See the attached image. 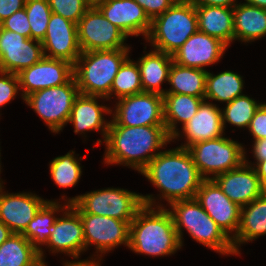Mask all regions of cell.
I'll list each match as a JSON object with an SVG mask.
<instances>
[{"mask_svg": "<svg viewBox=\"0 0 266 266\" xmlns=\"http://www.w3.org/2000/svg\"><path fill=\"white\" fill-rule=\"evenodd\" d=\"M103 141L105 164H123L141 173L159 153L155 151L172 140L165 126H121L112 119Z\"/></svg>", "mask_w": 266, "mask_h": 266, "instance_id": "1", "label": "cell"}, {"mask_svg": "<svg viewBox=\"0 0 266 266\" xmlns=\"http://www.w3.org/2000/svg\"><path fill=\"white\" fill-rule=\"evenodd\" d=\"M169 204L193 199L205 180L187 148L160 151L141 172Z\"/></svg>", "mask_w": 266, "mask_h": 266, "instance_id": "2", "label": "cell"}, {"mask_svg": "<svg viewBox=\"0 0 266 266\" xmlns=\"http://www.w3.org/2000/svg\"><path fill=\"white\" fill-rule=\"evenodd\" d=\"M154 199L153 195H142L144 205L130 223L128 248L137 254L171 255L181 249L180 239L169 209L155 207Z\"/></svg>", "mask_w": 266, "mask_h": 266, "instance_id": "3", "label": "cell"}, {"mask_svg": "<svg viewBox=\"0 0 266 266\" xmlns=\"http://www.w3.org/2000/svg\"><path fill=\"white\" fill-rule=\"evenodd\" d=\"M129 52V49L82 52L73 65V76L79 92L106 99L110 95L113 80L128 58Z\"/></svg>", "mask_w": 266, "mask_h": 266, "instance_id": "4", "label": "cell"}, {"mask_svg": "<svg viewBox=\"0 0 266 266\" xmlns=\"http://www.w3.org/2000/svg\"><path fill=\"white\" fill-rule=\"evenodd\" d=\"M170 207L169 212L172 215L181 246L184 227L196 242L222 255H236L232 239L223 232L195 198L173 202Z\"/></svg>", "mask_w": 266, "mask_h": 266, "instance_id": "5", "label": "cell"}, {"mask_svg": "<svg viewBox=\"0 0 266 266\" xmlns=\"http://www.w3.org/2000/svg\"><path fill=\"white\" fill-rule=\"evenodd\" d=\"M197 31L195 4L179 1L151 21L146 40L150 41L154 50L172 55Z\"/></svg>", "mask_w": 266, "mask_h": 266, "instance_id": "6", "label": "cell"}, {"mask_svg": "<svg viewBox=\"0 0 266 266\" xmlns=\"http://www.w3.org/2000/svg\"><path fill=\"white\" fill-rule=\"evenodd\" d=\"M65 201L78 213L112 217L126 221L129 224L134 220L138 210L144 205L142 194L121 188L91 191Z\"/></svg>", "mask_w": 266, "mask_h": 266, "instance_id": "7", "label": "cell"}, {"mask_svg": "<svg viewBox=\"0 0 266 266\" xmlns=\"http://www.w3.org/2000/svg\"><path fill=\"white\" fill-rule=\"evenodd\" d=\"M187 149L205 180L211 179L210 174L216 177L239 167L244 162L246 154L241 144L224 136L196 142Z\"/></svg>", "mask_w": 266, "mask_h": 266, "instance_id": "8", "label": "cell"}, {"mask_svg": "<svg viewBox=\"0 0 266 266\" xmlns=\"http://www.w3.org/2000/svg\"><path fill=\"white\" fill-rule=\"evenodd\" d=\"M79 94L73 76L63 85L33 92L24 101L42 118L51 132L59 133L68 123L72 105Z\"/></svg>", "mask_w": 266, "mask_h": 266, "instance_id": "9", "label": "cell"}, {"mask_svg": "<svg viewBox=\"0 0 266 266\" xmlns=\"http://www.w3.org/2000/svg\"><path fill=\"white\" fill-rule=\"evenodd\" d=\"M82 52L130 49L124 44L127 35L113 25L97 7H90L77 24Z\"/></svg>", "mask_w": 266, "mask_h": 266, "instance_id": "10", "label": "cell"}, {"mask_svg": "<svg viewBox=\"0 0 266 266\" xmlns=\"http://www.w3.org/2000/svg\"><path fill=\"white\" fill-rule=\"evenodd\" d=\"M113 120L121 126H165L163 95L141 92L116 102Z\"/></svg>", "mask_w": 266, "mask_h": 266, "instance_id": "11", "label": "cell"}, {"mask_svg": "<svg viewBox=\"0 0 266 266\" xmlns=\"http://www.w3.org/2000/svg\"><path fill=\"white\" fill-rule=\"evenodd\" d=\"M84 231L85 251L96 246L98 253H106L116 246H129L130 224L116 218L79 213Z\"/></svg>", "mask_w": 266, "mask_h": 266, "instance_id": "12", "label": "cell"}, {"mask_svg": "<svg viewBox=\"0 0 266 266\" xmlns=\"http://www.w3.org/2000/svg\"><path fill=\"white\" fill-rule=\"evenodd\" d=\"M195 199L229 238L236 236L240 225L241 207L232 202L212 179L201 183ZM231 232L234 234L230 236Z\"/></svg>", "mask_w": 266, "mask_h": 266, "instance_id": "13", "label": "cell"}, {"mask_svg": "<svg viewBox=\"0 0 266 266\" xmlns=\"http://www.w3.org/2000/svg\"><path fill=\"white\" fill-rule=\"evenodd\" d=\"M43 57L40 41L0 27V71L18 74Z\"/></svg>", "mask_w": 266, "mask_h": 266, "instance_id": "14", "label": "cell"}, {"mask_svg": "<svg viewBox=\"0 0 266 266\" xmlns=\"http://www.w3.org/2000/svg\"><path fill=\"white\" fill-rule=\"evenodd\" d=\"M23 100L33 92L67 83L73 77V64L44 56L17 74Z\"/></svg>", "mask_w": 266, "mask_h": 266, "instance_id": "15", "label": "cell"}, {"mask_svg": "<svg viewBox=\"0 0 266 266\" xmlns=\"http://www.w3.org/2000/svg\"><path fill=\"white\" fill-rule=\"evenodd\" d=\"M41 43L44 56L65 60L73 65L82 53L78 42L77 24L56 13L51 14Z\"/></svg>", "mask_w": 266, "mask_h": 266, "instance_id": "16", "label": "cell"}, {"mask_svg": "<svg viewBox=\"0 0 266 266\" xmlns=\"http://www.w3.org/2000/svg\"><path fill=\"white\" fill-rule=\"evenodd\" d=\"M249 163L244 157V162L239 167L211 177L223 193L240 207L263 194L260 178L252 163Z\"/></svg>", "mask_w": 266, "mask_h": 266, "instance_id": "17", "label": "cell"}, {"mask_svg": "<svg viewBox=\"0 0 266 266\" xmlns=\"http://www.w3.org/2000/svg\"><path fill=\"white\" fill-rule=\"evenodd\" d=\"M227 48L218 38L197 31L172 54V58L178 65L205 70V66L218 62Z\"/></svg>", "mask_w": 266, "mask_h": 266, "instance_id": "18", "label": "cell"}, {"mask_svg": "<svg viewBox=\"0 0 266 266\" xmlns=\"http://www.w3.org/2000/svg\"><path fill=\"white\" fill-rule=\"evenodd\" d=\"M47 246L52 253L62 252L78 259L85 251L83 224L79 213L69 204L61 218H56Z\"/></svg>", "mask_w": 266, "mask_h": 266, "instance_id": "19", "label": "cell"}, {"mask_svg": "<svg viewBox=\"0 0 266 266\" xmlns=\"http://www.w3.org/2000/svg\"><path fill=\"white\" fill-rule=\"evenodd\" d=\"M0 184V221L13 233L22 234L47 201L32 193H5Z\"/></svg>", "mask_w": 266, "mask_h": 266, "instance_id": "20", "label": "cell"}, {"mask_svg": "<svg viewBox=\"0 0 266 266\" xmlns=\"http://www.w3.org/2000/svg\"><path fill=\"white\" fill-rule=\"evenodd\" d=\"M97 8L113 25L128 37L142 34L145 39L151 28V20L134 0H106Z\"/></svg>", "mask_w": 266, "mask_h": 266, "instance_id": "21", "label": "cell"}, {"mask_svg": "<svg viewBox=\"0 0 266 266\" xmlns=\"http://www.w3.org/2000/svg\"><path fill=\"white\" fill-rule=\"evenodd\" d=\"M222 109L204 100L196 114L182 127L187 142L181 145L188 148L196 142L212 140L223 136Z\"/></svg>", "mask_w": 266, "mask_h": 266, "instance_id": "22", "label": "cell"}, {"mask_svg": "<svg viewBox=\"0 0 266 266\" xmlns=\"http://www.w3.org/2000/svg\"><path fill=\"white\" fill-rule=\"evenodd\" d=\"M104 99L101 96L79 94L72 105L68 123H73L74 132L84 133L85 131H99L103 133L104 140L109 127L105 121L104 114H111L112 110L106 106L99 105L97 99ZM103 116V117H102Z\"/></svg>", "mask_w": 266, "mask_h": 266, "instance_id": "23", "label": "cell"}, {"mask_svg": "<svg viewBox=\"0 0 266 266\" xmlns=\"http://www.w3.org/2000/svg\"><path fill=\"white\" fill-rule=\"evenodd\" d=\"M198 31L218 38L227 46L234 40L233 8L195 5Z\"/></svg>", "mask_w": 266, "mask_h": 266, "instance_id": "24", "label": "cell"}, {"mask_svg": "<svg viewBox=\"0 0 266 266\" xmlns=\"http://www.w3.org/2000/svg\"><path fill=\"white\" fill-rule=\"evenodd\" d=\"M205 99L186 94L165 93L163 95L164 123L171 140L178 139L177 123L185 125L198 111Z\"/></svg>", "mask_w": 266, "mask_h": 266, "instance_id": "25", "label": "cell"}, {"mask_svg": "<svg viewBox=\"0 0 266 266\" xmlns=\"http://www.w3.org/2000/svg\"><path fill=\"white\" fill-rule=\"evenodd\" d=\"M266 235V195L262 194L248 205L241 207L240 225L232 244L236 255L241 243Z\"/></svg>", "mask_w": 266, "mask_h": 266, "instance_id": "26", "label": "cell"}, {"mask_svg": "<svg viewBox=\"0 0 266 266\" xmlns=\"http://www.w3.org/2000/svg\"><path fill=\"white\" fill-rule=\"evenodd\" d=\"M173 63L172 55L153 50L137 61L140 71L143 92H153L164 95L161 84L168 81L169 71Z\"/></svg>", "mask_w": 266, "mask_h": 266, "instance_id": "27", "label": "cell"}, {"mask_svg": "<svg viewBox=\"0 0 266 266\" xmlns=\"http://www.w3.org/2000/svg\"><path fill=\"white\" fill-rule=\"evenodd\" d=\"M234 40L254 41L266 35V9L239 3L233 7Z\"/></svg>", "mask_w": 266, "mask_h": 266, "instance_id": "28", "label": "cell"}, {"mask_svg": "<svg viewBox=\"0 0 266 266\" xmlns=\"http://www.w3.org/2000/svg\"><path fill=\"white\" fill-rule=\"evenodd\" d=\"M68 205L69 204L66 203V205H63L62 207L58 202L47 200L22 233V235L29 240L32 246L39 252L43 264H45L43 260L44 252L40 245H47L52 232V227L57 218L55 217V212L57 213L59 210L64 211Z\"/></svg>", "mask_w": 266, "mask_h": 266, "instance_id": "29", "label": "cell"}, {"mask_svg": "<svg viewBox=\"0 0 266 266\" xmlns=\"http://www.w3.org/2000/svg\"><path fill=\"white\" fill-rule=\"evenodd\" d=\"M207 70L184 67L173 62L168 83L171 88L166 93L186 94L205 99Z\"/></svg>", "mask_w": 266, "mask_h": 266, "instance_id": "30", "label": "cell"}, {"mask_svg": "<svg viewBox=\"0 0 266 266\" xmlns=\"http://www.w3.org/2000/svg\"><path fill=\"white\" fill-rule=\"evenodd\" d=\"M39 252L22 234L13 233L0 245V266H41Z\"/></svg>", "mask_w": 266, "mask_h": 266, "instance_id": "31", "label": "cell"}, {"mask_svg": "<svg viewBox=\"0 0 266 266\" xmlns=\"http://www.w3.org/2000/svg\"><path fill=\"white\" fill-rule=\"evenodd\" d=\"M242 76L232 71L214 75L207 71L205 100H216L229 103L243 95Z\"/></svg>", "mask_w": 266, "mask_h": 266, "instance_id": "32", "label": "cell"}, {"mask_svg": "<svg viewBox=\"0 0 266 266\" xmlns=\"http://www.w3.org/2000/svg\"><path fill=\"white\" fill-rule=\"evenodd\" d=\"M141 92H143V88L138 64L128 57L117 72L110 95L106 99L109 100L114 93L119 100Z\"/></svg>", "mask_w": 266, "mask_h": 266, "instance_id": "33", "label": "cell"}, {"mask_svg": "<svg viewBox=\"0 0 266 266\" xmlns=\"http://www.w3.org/2000/svg\"><path fill=\"white\" fill-rule=\"evenodd\" d=\"M261 104L244 94L226 103V107L221 110L223 128L226 122L240 128H248Z\"/></svg>", "mask_w": 266, "mask_h": 266, "instance_id": "34", "label": "cell"}, {"mask_svg": "<svg viewBox=\"0 0 266 266\" xmlns=\"http://www.w3.org/2000/svg\"><path fill=\"white\" fill-rule=\"evenodd\" d=\"M75 152L71 151L64 156H58L50 162V174L53 181L61 188L75 186L82 174V169Z\"/></svg>", "mask_w": 266, "mask_h": 266, "instance_id": "35", "label": "cell"}, {"mask_svg": "<svg viewBox=\"0 0 266 266\" xmlns=\"http://www.w3.org/2000/svg\"><path fill=\"white\" fill-rule=\"evenodd\" d=\"M25 11L31 29V38L42 42L52 14L48 0H26Z\"/></svg>", "mask_w": 266, "mask_h": 266, "instance_id": "36", "label": "cell"}, {"mask_svg": "<svg viewBox=\"0 0 266 266\" xmlns=\"http://www.w3.org/2000/svg\"><path fill=\"white\" fill-rule=\"evenodd\" d=\"M52 13L78 24L79 20L90 8L85 0H48Z\"/></svg>", "mask_w": 266, "mask_h": 266, "instance_id": "37", "label": "cell"}, {"mask_svg": "<svg viewBox=\"0 0 266 266\" xmlns=\"http://www.w3.org/2000/svg\"><path fill=\"white\" fill-rule=\"evenodd\" d=\"M20 90L17 74L0 71V107L10 102Z\"/></svg>", "mask_w": 266, "mask_h": 266, "instance_id": "38", "label": "cell"}, {"mask_svg": "<svg viewBox=\"0 0 266 266\" xmlns=\"http://www.w3.org/2000/svg\"><path fill=\"white\" fill-rule=\"evenodd\" d=\"M2 29L17 32L26 38H31V29L25 8L16 11L0 23Z\"/></svg>", "mask_w": 266, "mask_h": 266, "instance_id": "39", "label": "cell"}, {"mask_svg": "<svg viewBox=\"0 0 266 266\" xmlns=\"http://www.w3.org/2000/svg\"><path fill=\"white\" fill-rule=\"evenodd\" d=\"M248 130L253 136L254 141L266 139V103L261 104L256 110Z\"/></svg>", "mask_w": 266, "mask_h": 266, "instance_id": "40", "label": "cell"}, {"mask_svg": "<svg viewBox=\"0 0 266 266\" xmlns=\"http://www.w3.org/2000/svg\"><path fill=\"white\" fill-rule=\"evenodd\" d=\"M145 11L149 19L152 21L154 18L163 14L168 10L176 0H134Z\"/></svg>", "mask_w": 266, "mask_h": 266, "instance_id": "41", "label": "cell"}, {"mask_svg": "<svg viewBox=\"0 0 266 266\" xmlns=\"http://www.w3.org/2000/svg\"><path fill=\"white\" fill-rule=\"evenodd\" d=\"M26 0H0V23L16 11L25 8Z\"/></svg>", "mask_w": 266, "mask_h": 266, "instance_id": "42", "label": "cell"}, {"mask_svg": "<svg viewBox=\"0 0 266 266\" xmlns=\"http://www.w3.org/2000/svg\"><path fill=\"white\" fill-rule=\"evenodd\" d=\"M253 147V156L256 163L263 161L266 159V139H258L254 141Z\"/></svg>", "mask_w": 266, "mask_h": 266, "instance_id": "43", "label": "cell"}, {"mask_svg": "<svg viewBox=\"0 0 266 266\" xmlns=\"http://www.w3.org/2000/svg\"><path fill=\"white\" fill-rule=\"evenodd\" d=\"M236 0H192L195 5H204V6H219V7H228L233 8L237 3Z\"/></svg>", "mask_w": 266, "mask_h": 266, "instance_id": "44", "label": "cell"}, {"mask_svg": "<svg viewBox=\"0 0 266 266\" xmlns=\"http://www.w3.org/2000/svg\"><path fill=\"white\" fill-rule=\"evenodd\" d=\"M96 258L89 261L87 260H78V261H68L64 263V266H100L99 260L95 262Z\"/></svg>", "mask_w": 266, "mask_h": 266, "instance_id": "45", "label": "cell"}, {"mask_svg": "<svg viewBox=\"0 0 266 266\" xmlns=\"http://www.w3.org/2000/svg\"><path fill=\"white\" fill-rule=\"evenodd\" d=\"M253 167L255 168L261 183H263L266 180V159L256 163Z\"/></svg>", "mask_w": 266, "mask_h": 266, "instance_id": "46", "label": "cell"}, {"mask_svg": "<svg viewBox=\"0 0 266 266\" xmlns=\"http://www.w3.org/2000/svg\"><path fill=\"white\" fill-rule=\"evenodd\" d=\"M12 234L13 232L2 221H0V245Z\"/></svg>", "mask_w": 266, "mask_h": 266, "instance_id": "47", "label": "cell"}, {"mask_svg": "<svg viewBox=\"0 0 266 266\" xmlns=\"http://www.w3.org/2000/svg\"><path fill=\"white\" fill-rule=\"evenodd\" d=\"M247 4L266 9V0H245Z\"/></svg>", "mask_w": 266, "mask_h": 266, "instance_id": "48", "label": "cell"}, {"mask_svg": "<svg viewBox=\"0 0 266 266\" xmlns=\"http://www.w3.org/2000/svg\"><path fill=\"white\" fill-rule=\"evenodd\" d=\"M85 1L90 7H97L99 4L105 2L106 0H85Z\"/></svg>", "mask_w": 266, "mask_h": 266, "instance_id": "49", "label": "cell"}, {"mask_svg": "<svg viewBox=\"0 0 266 266\" xmlns=\"http://www.w3.org/2000/svg\"><path fill=\"white\" fill-rule=\"evenodd\" d=\"M262 191L266 195V180L262 183Z\"/></svg>", "mask_w": 266, "mask_h": 266, "instance_id": "50", "label": "cell"}, {"mask_svg": "<svg viewBox=\"0 0 266 266\" xmlns=\"http://www.w3.org/2000/svg\"><path fill=\"white\" fill-rule=\"evenodd\" d=\"M179 1H192V0H176V2H179Z\"/></svg>", "mask_w": 266, "mask_h": 266, "instance_id": "51", "label": "cell"}, {"mask_svg": "<svg viewBox=\"0 0 266 266\" xmlns=\"http://www.w3.org/2000/svg\"><path fill=\"white\" fill-rule=\"evenodd\" d=\"M1 151V150H0ZM1 156V155H0ZM0 173H1V163H0ZM1 182H3L2 180L0 181V184H1Z\"/></svg>", "mask_w": 266, "mask_h": 266, "instance_id": "52", "label": "cell"}]
</instances>
